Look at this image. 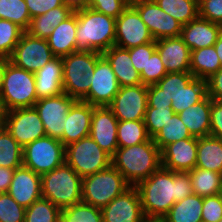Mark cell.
<instances>
[{
    "instance_id": "cell-44",
    "label": "cell",
    "mask_w": 222,
    "mask_h": 222,
    "mask_svg": "<svg viewBox=\"0 0 222 222\" xmlns=\"http://www.w3.org/2000/svg\"><path fill=\"white\" fill-rule=\"evenodd\" d=\"M25 211L7 192L0 193V222H24Z\"/></svg>"
},
{
    "instance_id": "cell-31",
    "label": "cell",
    "mask_w": 222,
    "mask_h": 222,
    "mask_svg": "<svg viewBox=\"0 0 222 222\" xmlns=\"http://www.w3.org/2000/svg\"><path fill=\"white\" fill-rule=\"evenodd\" d=\"M221 68L214 45L191 51L190 72L195 78L207 80Z\"/></svg>"
},
{
    "instance_id": "cell-34",
    "label": "cell",
    "mask_w": 222,
    "mask_h": 222,
    "mask_svg": "<svg viewBox=\"0 0 222 222\" xmlns=\"http://www.w3.org/2000/svg\"><path fill=\"white\" fill-rule=\"evenodd\" d=\"M150 139L143 120L118 121V148L129 147Z\"/></svg>"
},
{
    "instance_id": "cell-1",
    "label": "cell",
    "mask_w": 222,
    "mask_h": 222,
    "mask_svg": "<svg viewBox=\"0 0 222 222\" xmlns=\"http://www.w3.org/2000/svg\"><path fill=\"white\" fill-rule=\"evenodd\" d=\"M135 187L147 220L161 221L176 202L193 194L189 172H174L163 166Z\"/></svg>"
},
{
    "instance_id": "cell-28",
    "label": "cell",
    "mask_w": 222,
    "mask_h": 222,
    "mask_svg": "<svg viewBox=\"0 0 222 222\" xmlns=\"http://www.w3.org/2000/svg\"><path fill=\"white\" fill-rule=\"evenodd\" d=\"M73 12L74 10L67 5L51 9L45 14L31 18L29 28L26 32L33 37L46 39L52 34L54 28Z\"/></svg>"
},
{
    "instance_id": "cell-19",
    "label": "cell",
    "mask_w": 222,
    "mask_h": 222,
    "mask_svg": "<svg viewBox=\"0 0 222 222\" xmlns=\"http://www.w3.org/2000/svg\"><path fill=\"white\" fill-rule=\"evenodd\" d=\"M198 137L179 140L161 150L162 166L174 172H189L196 167Z\"/></svg>"
},
{
    "instance_id": "cell-39",
    "label": "cell",
    "mask_w": 222,
    "mask_h": 222,
    "mask_svg": "<svg viewBox=\"0 0 222 222\" xmlns=\"http://www.w3.org/2000/svg\"><path fill=\"white\" fill-rule=\"evenodd\" d=\"M61 210L49 200L41 198L26 208L24 222H58Z\"/></svg>"
},
{
    "instance_id": "cell-18",
    "label": "cell",
    "mask_w": 222,
    "mask_h": 222,
    "mask_svg": "<svg viewBox=\"0 0 222 222\" xmlns=\"http://www.w3.org/2000/svg\"><path fill=\"white\" fill-rule=\"evenodd\" d=\"M118 120L108 106L94 107L90 137L111 157L118 148Z\"/></svg>"
},
{
    "instance_id": "cell-51",
    "label": "cell",
    "mask_w": 222,
    "mask_h": 222,
    "mask_svg": "<svg viewBox=\"0 0 222 222\" xmlns=\"http://www.w3.org/2000/svg\"><path fill=\"white\" fill-rule=\"evenodd\" d=\"M210 136L222 139V100L211 102Z\"/></svg>"
},
{
    "instance_id": "cell-30",
    "label": "cell",
    "mask_w": 222,
    "mask_h": 222,
    "mask_svg": "<svg viewBox=\"0 0 222 222\" xmlns=\"http://www.w3.org/2000/svg\"><path fill=\"white\" fill-rule=\"evenodd\" d=\"M203 199L192 194L176 202L161 222H202Z\"/></svg>"
},
{
    "instance_id": "cell-50",
    "label": "cell",
    "mask_w": 222,
    "mask_h": 222,
    "mask_svg": "<svg viewBox=\"0 0 222 222\" xmlns=\"http://www.w3.org/2000/svg\"><path fill=\"white\" fill-rule=\"evenodd\" d=\"M31 18L45 14L51 9L66 5L63 0H25Z\"/></svg>"
},
{
    "instance_id": "cell-46",
    "label": "cell",
    "mask_w": 222,
    "mask_h": 222,
    "mask_svg": "<svg viewBox=\"0 0 222 222\" xmlns=\"http://www.w3.org/2000/svg\"><path fill=\"white\" fill-rule=\"evenodd\" d=\"M128 5L125 0H88L87 7L116 19Z\"/></svg>"
},
{
    "instance_id": "cell-8",
    "label": "cell",
    "mask_w": 222,
    "mask_h": 222,
    "mask_svg": "<svg viewBox=\"0 0 222 222\" xmlns=\"http://www.w3.org/2000/svg\"><path fill=\"white\" fill-rule=\"evenodd\" d=\"M65 163L84 178L111 166V156L90 136L65 146Z\"/></svg>"
},
{
    "instance_id": "cell-24",
    "label": "cell",
    "mask_w": 222,
    "mask_h": 222,
    "mask_svg": "<svg viewBox=\"0 0 222 222\" xmlns=\"http://www.w3.org/2000/svg\"><path fill=\"white\" fill-rule=\"evenodd\" d=\"M38 100L63 93V64L55 57L34 73Z\"/></svg>"
},
{
    "instance_id": "cell-20",
    "label": "cell",
    "mask_w": 222,
    "mask_h": 222,
    "mask_svg": "<svg viewBox=\"0 0 222 222\" xmlns=\"http://www.w3.org/2000/svg\"><path fill=\"white\" fill-rule=\"evenodd\" d=\"M7 193L19 205L27 208L42 198L41 176L22 165L14 170Z\"/></svg>"
},
{
    "instance_id": "cell-33",
    "label": "cell",
    "mask_w": 222,
    "mask_h": 222,
    "mask_svg": "<svg viewBox=\"0 0 222 222\" xmlns=\"http://www.w3.org/2000/svg\"><path fill=\"white\" fill-rule=\"evenodd\" d=\"M207 95V81L194 78L181 90L175 100H171V108L174 113L178 114L187 109L189 106H193L194 104L202 101Z\"/></svg>"
},
{
    "instance_id": "cell-36",
    "label": "cell",
    "mask_w": 222,
    "mask_h": 222,
    "mask_svg": "<svg viewBox=\"0 0 222 222\" xmlns=\"http://www.w3.org/2000/svg\"><path fill=\"white\" fill-rule=\"evenodd\" d=\"M22 149L5 127L0 125V167L16 169L22 166Z\"/></svg>"
},
{
    "instance_id": "cell-13",
    "label": "cell",
    "mask_w": 222,
    "mask_h": 222,
    "mask_svg": "<svg viewBox=\"0 0 222 222\" xmlns=\"http://www.w3.org/2000/svg\"><path fill=\"white\" fill-rule=\"evenodd\" d=\"M90 82L89 92L81 101L95 107L109 106L120 89L116 75L103 55L97 59Z\"/></svg>"
},
{
    "instance_id": "cell-49",
    "label": "cell",
    "mask_w": 222,
    "mask_h": 222,
    "mask_svg": "<svg viewBox=\"0 0 222 222\" xmlns=\"http://www.w3.org/2000/svg\"><path fill=\"white\" fill-rule=\"evenodd\" d=\"M198 8L199 17L222 25V0H202Z\"/></svg>"
},
{
    "instance_id": "cell-48",
    "label": "cell",
    "mask_w": 222,
    "mask_h": 222,
    "mask_svg": "<svg viewBox=\"0 0 222 222\" xmlns=\"http://www.w3.org/2000/svg\"><path fill=\"white\" fill-rule=\"evenodd\" d=\"M202 222H219L222 218V193L204 197Z\"/></svg>"
},
{
    "instance_id": "cell-25",
    "label": "cell",
    "mask_w": 222,
    "mask_h": 222,
    "mask_svg": "<svg viewBox=\"0 0 222 222\" xmlns=\"http://www.w3.org/2000/svg\"><path fill=\"white\" fill-rule=\"evenodd\" d=\"M102 55L107 59L120 87L142 84L140 73L132 65L129 49L112 46Z\"/></svg>"
},
{
    "instance_id": "cell-21",
    "label": "cell",
    "mask_w": 222,
    "mask_h": 222,
    "mask_svg": "<svg viewBox=\"0 0 222 222\" xmlns=\"http://www.w3.org/2000/svg\"><path fill=\"white\" fill-rule=\"evenodd\" d=\"M92 106L81 100H77L65 116L63 136L59 139L64 146L90 136Z\"/></svg>"
},
{
    "instance_id": "cell-23",
    "label": "cell",
    "mask_w": 222,
    "mask_h": 222,
    "mask_svg": "<svg viewBox=\"0 0 222 222\" xmlns=\"http://www.w3.org/2000/svg\"><path fill=\"white\" fill-rule=\"evenodd\" d=\"M222 33V25L197 17L182 26L180 37L191 51L213 46Z\"/></svg>"
},
{
    "instance_id": "cell-29",
    "label": "cell",
    "mask_w": 222,
    "mask_h": 222,
    "mask_svg": "<svg viewBox=\"0 0 222 222\" xmlns=\"http://www.w3.org/2000/svg\"><path fill=\"white\" fill-rule=\"evenodd\" d=\"M196 167L222 174V139L198 138Z\"/></svg>"
},
{
    "instance_id": "cell-10",
    "label": "cell",
    "mask_w": 222,
    "mask_h": 222,
    "mask_svg": "<svg viewBox=\"0 0 222 222\" xmlns=\"http://www.w3.org/2000/svg\"><path fill=\"white\" fill-rule=\"evenodd\" d=\"M2 125L22 148L46 136L43 123L34 106L3 112Z\"/></svg>"
},
{
    "instance_id": "cell-26",
    "label": "cell",
    "mask_w": 222,
    "mask_h": 222,
    "mask_svg": "<svg viewBox=\"0 0 222 222\" xmlns=\"http://www.w3.org/2000/svg\"><path fill=\"white\" fill-rule=\"evenodd\" d=\"M77 10L61 22L46 38L55 57H64L77 51L76 48Z\"/></svg>"
},
{
    "instance_id": "cell-52",
    "label": "cell",
    "mask_w": 222,
    "mask_h": 222,
    "mask_svg": "<svg viewBox=\"0 0 222 222\" xmlns=\"http://www.w3.org/2000/svg\"><path fill=\"white\" fill-rule=\"evenodd\" d=\"M148 105L153 108H171V100L162 93V89L156 84L148 85Z\"/></svg>"
},
{
    "instance_id": "cell-27",
    "label": "cell",
    "mask_w": 222,
    "mask_h": 222,
    "mask_svg": "<svg viewBox=\"0 0 222 222\" xmlns=\"http://www.w3.org/2000/svg\"><path fill=\"white\" fill-rule=\"evenodd\" d=\"M211 102L212 98L207 95L202 101L178 113L192 136H210Z\"/></svg>"
},
{
    "instance_id": "cell-5",
    "label": "cell",
    "mask_w": 222,
    "mask_h": 222,
    "mask_svg": "<svg viewBox=\"0 0 222 222\" xmlns=\"http://www.w3.org/2000/svg\"><path fill=\"white\" fill-rule=\"evenodd\" d=\"M37 100L34 73L19 68L9 61L0 92V105L3 112L33 107Z\"/></svg>"
},
{
    "instance_id": "cell-47",
    "label": "cell",
    "mask_w": 222,
    "mask_h": 222,
    "mask_svg": "<svg viewBox=\"0 0 222 222\" xmlns=\"http://www.w3.org/2000/svg\"><path fill=\"white\" fill-rule=\"evenodd\" d=\"M156 51V41L145 43L137 47L129 49L132 65L138 73L146 71V63L148 58Z\"/></svg>"
},
{
    "instance_id": "cell-37",
    "label": "cell",
    "mask_w": 222,
    "mask_h": 222,
    "mask_svg": "<svg viewBox=\"0 0 222 222\" xmlns=\"http://www.w3.org/2000/svg\"><path fill=\"white\" fill-rule=\"evenodd\" d=\"M191 137L193 136L188 131V128L180 119L178 114L175 113L171 119H169L168 122L164 124L163 128H161L159 133L153 138V141L157 147L162 150L170 143Z\"/></svg>"
},
{
    "instance_id": "cell-40",
    "label": "cell",
    "mask_w": 222,
    "mask_h": 222,
    "mask_svg": "<svg viewBox=\"0 0 222 222\" xmlns=\"http://www.w3.org/2000/svg\"><path fill=\"white\" fill-rule=\"evenodd\" d=\"M65 222H103L101 209L83 201L61 210Z\"/></svg>"
},
{
    "instance_id": "cell-55",
    "label": "cell",
    "mask_w": 222,
    "mask_h": 222,
    "mask_svg": "<svg viewBox=\"0 0 222 222\" xmlns=\"http://www.w3.org/2000/svg\"><path fill=\"white\" fill-rule=\"evenodd\" d=\"M64 3L71 7L73 10L87 7L88 0H63Z\"/></svg>"
},
{
    "instance_id": "cell-45",
    "label": "cell",
    "mask_w": 222,
    "mask_h": 222,
    "mask_svg": "<svg viewBox=\"0 0 222 222\" xmlns=\"http://www.w3.org/2000/svg\"><path fill=\"white\" fill-rule=\"evenodd\" d=\"M167 74L166 68L164 67L160 54L156 50L146 63V71L140 73L142 84L151 85L159 82Z\"/></svg>"
},
{
    "instance_id": "cell-7",
    "label": "cell",
    "mask_w": 222,
    "mask_h": 222,
    "mask_svg": "<svg viewBox=\"0 0 222 222\" xmlns=\"http://www.w3.org/2000/svg\"><path fill=\"white\" fill-rule=\"evenodd\" d=\"M129 187L122 174L111 165L82 178V201L101 209Z\"/></svg>"
},
{
    "instance_id": "cell-9",
    "label": "cell",
    "mask_w": 222,
    "mask_h": 222,
    "mask_svg": "<svg viewBox=\"0 0 222 222\" xmlns=\"http://www.w3.org/2000/svg\"><path fill=\"white\" fill-rule=\"evenodd\" d=\"M22 157L25 167L42 176L65 163V146L59 139L45 136L23 147Z\"/></svg>"
},
{
    "instance_id": "cell-56",
    "label": "cell",
    "mask_w": 222,
    "mask_h": 222,
    "mask_svg": "<svg viewBox=\"0 0 222 222\" xmlns=\"http://www.w3.org/2000/svg\"><path fill=\"white\" fill-rule=\"evenodd\" d=\"M10 61L7 57H0V92L3 84L4 72L7 66V63Z\"/></svg>"
},
{
    "instance_id": "cell-2",
    "label": "cell",
    "mask_w": 222,
    "mask_h": 222,
    "mask_svg": "<svg viewBox=\"0 0 222 222\" xmlns=\"http://www.w3.org/2000/svg\"><path fill=\"white\" fill-rule=\"evenodd\" d=\"M111 165L130 186H136L162 166L161 150L150 138L137 145L117 148L111 157Z\"/></svg>"
},
{
    "instance_id": "cell-14",
    "label": "cell",
    "mask_w": 222,
    "mask_h": 222,
    "mask_svg": "<svg viewBox=\"0 0 222 222\" xmlns=\"http://www.w3.org/2000/svg\"><path fill=\"white\" fill-rule=\"evenodd\" d=\"M77 100L66 93L39 99L34 108L43 123L46 136L60 139L63 136L65 116Z\"/></svg>"
},
{
    "instance_id": "cell-41",
    "label": "cell",
    "mask_w": 222,
    "mask_h": 222,
    "mask_svg": "<svg viewBox=\"0 0 222 222\" xmlns=\"http://www.w3.org/2000/svg\"><path fill=\"white\" fill-rule=\"evenodd\" d=\"M194 78L191 72H172L167 73L156 85L162 89L168 100H175L181 90Z\"/></svg>"
},
{
    "instance_id": "cell-12",
    "label": "cell",
    "mask_w": 222,
    "mask_h": 222,
    "mask_svg": "<svg viewBox=\"0 0 222 222\" xmlns=\"http://www.w3.org/2000/svg\"><path fill=\"white\" fill-rule=\"evenodd\" d=\"M130 5L139 13L155 41L181 35L183 25L163 11L154 0H137Z\"/></svg>"
},
{
    "instance_id": "cell-3",
    "label": "cell",
    "mask_w": 222,
    "mask_h": 222,
    "mask_svg": "<svg viewBox=\"0 0 222 222\" xmlns=\"http://www.w3.org/2000/svg\"><path fill=\"white\" fill-rule=\"evenodd\" d=\"M116 19L89 7L77 9V51L103 53L115 45Z\"/></svg>"
},
{
    "instance_id": "cell-42",
    "label": "cell",
    "mask_w": 222,
    "mask_h": 222,
    "mask_svg": "<svg viewBox=\"0 0 222 222\" xmlns=\"http://www.w3.org/2000/svg\"><path fill=\"white\" fill-rule=\"evenodd\" d=\"M23 32L13 22L0 19V57H11Z\"/></svg>"
},
{
    "instance_id": "cell-53",
    "label": "cell",
    "mask_w": 222,
    "mask_h": 222,
    "mask_svg": "<svg viewBox=\"0 0 222 222\" xmlns=\"http://www.w3.org/2000/svg\"><path fill=\"white\" fill-rule=\"evenodd\" d=\"M206 81L208 96L214 100H222V68Z\"/></svg>"
},
{
    "instance_id": "cell-17",
    "label": "cell",
    "mask_w": 222,
    "mask_h": 222,
    "mask_svg": "<svg viewBox=\"0 0 222 222\" xmlns=\"http://www.w3.org/2000/svg\"><path fill=\"white\" fill-rule=\"evenodd\" d=\"M103 222H145L140 196L135 186H130L122 194L101 208Z\"/></svg>"
},
{
    "instance_id": "cell-35",
    "label": "cell",
    "mask_w": 222,
    "mask_h": 222,
    "mask_svg": "<svg viewBox=\"0 0 222 222\" xmlns=\"http://www.w3.org/2000/svg\"><path fill=\"white\" fill-rule=\"evenodd\" d=\"M166 13L170 14L182 25L199 16L198 2L196 0H154Z\"/></svg>"
},
{
    "instance_id": "cell-38",
    "label": "cell",
    "mask_w": 222,
    "mask_h": 222,
    "mask_svg": "<svg viewBox=\"0 0 222 222\" xmlns=\"http://www.w3.org/2000/svg\"><path fill=\"white\" fill-rule=\"evenodd\" d=\"M0 19L9 20L27 31L31 16L25 0H0Z\"/></svg>"
},
{
    "instance_id": "cell-32",
    "label": "cell",
    "mask_w": 222,
    "mask_h": 222,
    "mask_svg": "<svg viewBox=\"0 0 222 222\" xmlns=\"http://www.w3.org/2000/svg\"><path fill=\"white\" fill-rule=\"evenodd\" d=\"M189 173L193 194L208 197L222 193V174L199 167Z\"/></svg>"
},
{
    "instance_id": "cell-6",
    "label": "cell",
    "mask_w": 222,
    "mask_h": 222,
    "mask_svg": "<svg viewBox=\"0 0 222 222\" xmlns=\"http://www.w3.org/2000/svg\"><path fill=\"white\" fill-rule=\"evenodd\" d=\"M101 55L99 52L76 51L62 57L63 92L82 100L89 92L90 78Z\"/></svg>"
},
{
    "instance_id": "cell-4",
    "label": "cell",
    "mask_w": 222,
    "mask_h": 222,
    "mask_svg": "<svg viewBox=\"0 0 222 222\" xmlns=\"http://www.w3.org/2000/svg\"><path fill=\"white\" fill-rule=\"evenodd\" d=\"M42 198L63 210L82 201V178L63 163L41 176Z\"/></svg>"
},
{
    "instance_id": "cell-60",
    "label": "cell",
    "mask_w": 222,
    "mask_h": 222,
    "mask_svg": "<svg viewBox=\"0 0 222 222\" xmlns=\"http://www.w3.org/2000/svg\"><path fill=\"white\" fill-rule=\"evenodd\" d=\"M145 222H161L159 220H146Z\"/></svg>"
},
{
    "instance_id": "cell-59",
    "label": "cell",
    "mask_w": 222,
    "mask_h": 222,
    "mask_svg": "<svg viewBox=\"0 0 222 222\" xmlns=\"http://www.w3.org/2000/svg\"><path fill=\"white\" fill-rule=\"evenodd\" d=\"M126 2H128L129 4H132L134 2H136L137 0H125Z\"/></svg>"
},
{
    "instance_id": "cell-54",
    "label": "cell",
    "mask_w": 222,
    "mask_h": 222,
    "mask_svg": "<svg viewBox=\"0 0 222 222\" xmlns=\"http://www.w3.org/2000/svg\"><path fill=\"white\" fill-rule=\"evenodd\" d=\"M15 169L0 167V193L8 192Z\"/></svg>"
},
{
    "instance_id": "cell-15",
    "label": "cell",
    "mask_w": 222,
    "mask_h": 222,
    "mask_svg": "<svg viewBox=\"0 0 222 222\" xmlns=\"http://www.w3.org/2000/svg\"><path fill=\"white\" fill-rule=\"evenodd\" d=\"M148 85L120 87L108 106L118 121L144 120L148 106Z\"/></svg>"
},
{
    "instance_id": "cell-11",
    "label": "cell",
    "mask_w": 222,
    "mask_h": 222,
    "mask_svg": "<svg viewBox=\"0 0 222 222\" xmlns=\"http://www.w3.org/2000/svg\"><path fill=\"white\" fill-rule=\"evenodd\" d=\"M54 58L46 39L33 37L25 31L9 59L15 66L35 73Z\"/></svg>"
},
{
    "instance_id": "cell-16",
    "label": "cell",
    "mask_w": 222,
    "mask_h": 222,
    "mask_svg": "<svg viewBox=\"0 0 222 222\" xmlns=\"http://www.w3.org/2000/svg\"><path fill=\"white\" fill-rule=\"evenodd\" d=\"M154 41L139 13L129 4L122 14L116 18L115 46L131 49Z\"/></svg>"
},
{
    "instance_id": "cell-57",
    "label": "cell",
    "mask_w": 222,
    "mask_h": 222,
    "mask_svg": "<svg viewBox=\"0 0 222 222\" xmlns=\"http://www.w3.org/2000/svg\"><path fill=\"white\" fill-rule=\"evenodd\" d=\"M214 48L216 53L218 54V58L222 66V33L219 35L216 43L214 44Z\"/></svg>"
},
{
    "instance_id": "cell-22",
    "label": "cell",
    "mask_w": 222,
    "mask_h": 222,
    "mask_svg": "<svg viewBox=\"0 0 222 222\" xmlns=\"http://www.w3.org/2000/svg\"><path fill=\"white\" fill-rule=\"evenodd\" d=\"M156 50L167 73L190 72L191 50L180 36L156 40Z\"/></svg>"
},
{
    "instance_id": "cell-58",
    "label": "cell",
    "mask_w": 222,
    "mask_h": 222,
    "mask_svg": "<svg viewBox=\"0 0 222 222\" xmlns=\"http://www.w3.org/2000/svg\"><path fill=\"white\" fill-rule=\"evenodd\" d=\"M2 119H3V110L0 105V125H2Z\"/></svg>"
},
{
    "instance_id": "cell-43",
    "label": "cell",
    "mask_w": 222,
    "mask_h": 222,
    "mask_svg": "<svg viewBox=\"0 0 222 222\" xmlns=\"http://www.w3.org/2000/svg\"><path fill=\"white\" fill-rule=\"evenodd\" d=\"M174 114L172 108H153L148 105L143 121L149 137L153 139Z\"/></svg>"
}]
</instances>
